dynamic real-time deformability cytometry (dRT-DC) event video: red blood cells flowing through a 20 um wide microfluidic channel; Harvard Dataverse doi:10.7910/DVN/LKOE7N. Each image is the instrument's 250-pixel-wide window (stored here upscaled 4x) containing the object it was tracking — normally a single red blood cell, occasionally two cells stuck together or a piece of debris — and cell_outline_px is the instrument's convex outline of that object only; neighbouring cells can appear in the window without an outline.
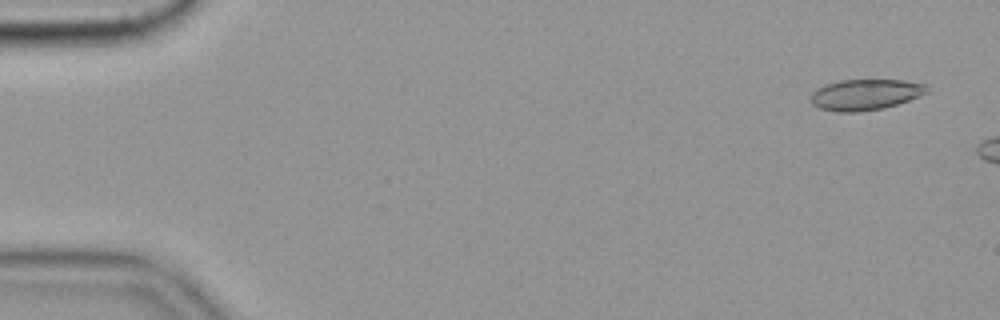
{"species": "common noctule bat (a hibernating species)", "species_latin": "Nyctalus noctula", "temperature_condition": "cold", "stored_images_in_passage": 9, "camera_frame_rate_fps": 3000, "um_per_image_px": 0.085, "animal": {"sex": "female", "body_mass_g": 19.9}, "frame": {"image": 1, "passage_image": 3, "time_ms": 0.667, "image_size_px": [1000, 320], "cell_outline_px": [[928, 92], [908, 100], [884, 108], [856, 112], [840, 112], [820, 108], [812, 104], [812, 92], [816, 88], [840, 80], [904, 80], [924, 84]], "centroid_in_image_um": [73.53, 8.04], "position_along_channel_um": 11.5, "area_um2": 20.58}}